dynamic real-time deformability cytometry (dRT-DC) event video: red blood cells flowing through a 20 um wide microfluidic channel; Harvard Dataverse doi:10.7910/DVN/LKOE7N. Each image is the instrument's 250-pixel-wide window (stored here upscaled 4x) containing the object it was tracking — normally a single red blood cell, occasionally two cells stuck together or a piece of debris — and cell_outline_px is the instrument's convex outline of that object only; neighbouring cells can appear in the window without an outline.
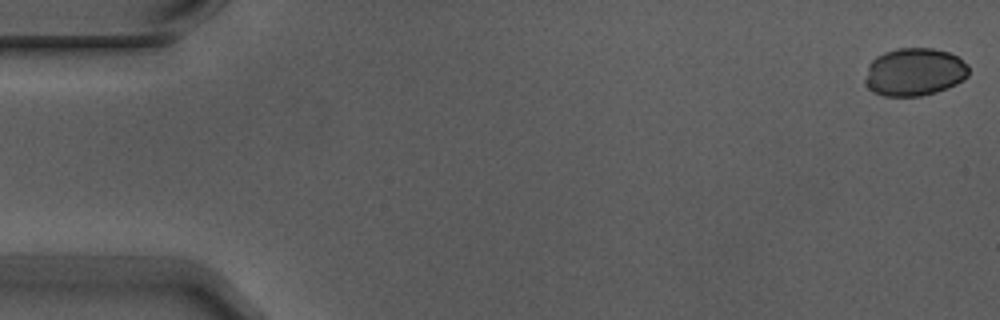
{"species": "Egyptian fruit bat (a non-hibernating species)", "species_latin": "Rousettus aegyptiacus", "temperature_condition": "warm", "stored_images_in_passage": 5, "camera_frame_rate_fps": 3000, "um_per_image_px": 0.085, "animal": {"sex": "male"}, "frame": {"image": 1, "passage_image": 1, "time_ms": 0.0, "image_size_px": [1000, 320], "cell_outline_px": [[968, 76], [956, 84], [936, 92], [920, 96], [884, 96], [872, 92], [864, 84], [864, 80], [868, 64], [876, 56], [884, 52], [896, 48], [932, 48], [948, 52], [956, 56], [968, 64]], "centroid_in_image_um": [77.69, 6.12], "position_along_channel_um": 7.3, "area_um2": 29.13}}
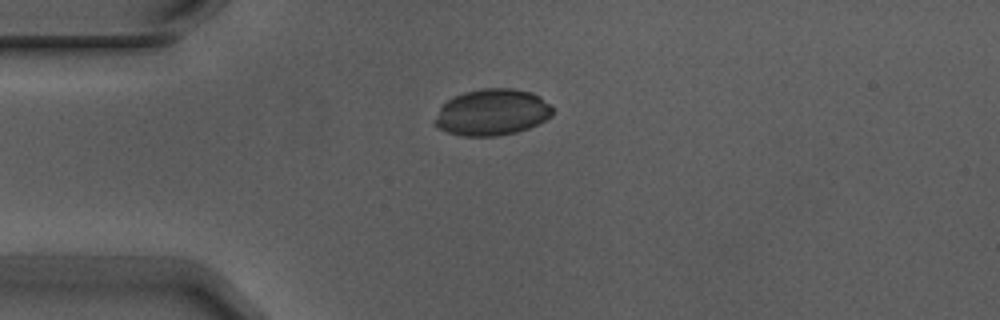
{"frame": {"image": 2, "passage_image": 4, "time_ms": 1.0, "image_size_px": [1000, 320], "cell_outline_px": [[552, 116], [528, 128], [516, 132], [496, 136], [464, 136], [448, 132], [440, 128], [432, 120], [440, 108], [448, 100], [464, 92], [484, 88], [512, 88], [532, 92], [540, 96], [552, 104]], "centroid_in_image_um": [41.85, 9.53], "position_along_channel_um": 43.1, "area_um2": 31.79}}